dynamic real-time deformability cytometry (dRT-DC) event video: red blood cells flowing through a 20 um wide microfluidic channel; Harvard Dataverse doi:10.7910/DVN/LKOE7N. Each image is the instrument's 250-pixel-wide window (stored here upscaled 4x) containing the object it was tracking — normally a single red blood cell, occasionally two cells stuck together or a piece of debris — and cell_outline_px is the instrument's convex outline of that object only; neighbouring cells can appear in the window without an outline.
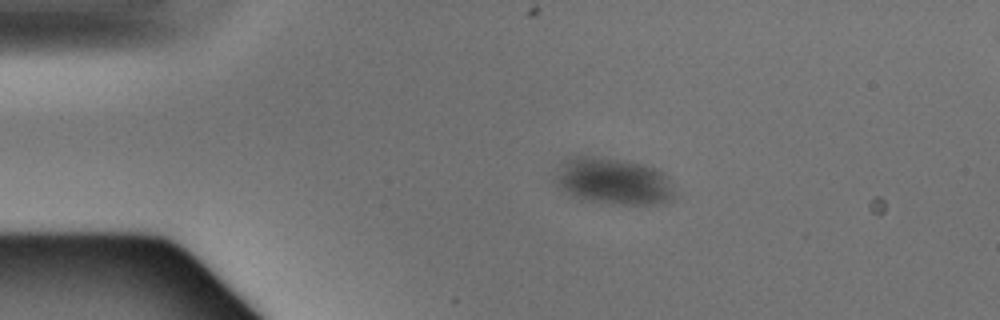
{"species": "Egyptian fruit bat (a non-hibernating species)", "species_latin": "Rousettus aegyptiacus", "temperature_condition": "warm", "stored_images_in_passage": 2, "segment_of_instrument_passage": [1, 2], "camera_frame_rate_fps": 3000, "um_per_image_px": 0.085, "animal": {"sex": "male"}, "frame": {"image": 1, "passage_image": 1, "time_ms": 0.0, "image_size_px": [1000, 320], "cell_outline_px": [[672, 200], [652, 204], [620, 204], [592, 200], [568, 192], [560, 188], [556, 180], [556, 172], [560, 164], [568, 156], [600, 156], [628, 160], [644, 164], [656, 168], [664, 172], [668, 176], [672, 184]], "centroid_in_image_um": [52.17, 15.34], "position_along_channel_um": 32.8, "area_um2": 32.19}}